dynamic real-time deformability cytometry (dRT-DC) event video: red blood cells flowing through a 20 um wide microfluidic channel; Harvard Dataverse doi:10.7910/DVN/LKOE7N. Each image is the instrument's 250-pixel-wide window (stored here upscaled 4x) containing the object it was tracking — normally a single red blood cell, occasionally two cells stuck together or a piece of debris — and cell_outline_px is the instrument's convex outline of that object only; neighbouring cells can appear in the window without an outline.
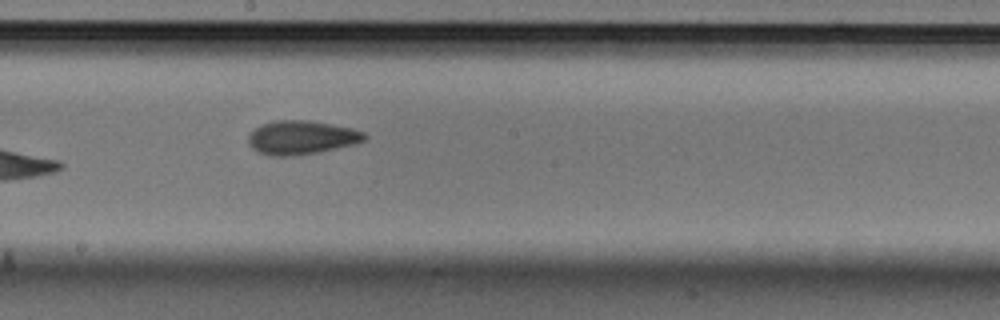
{"species": "Egyptian fruit bat (a non-hibernating species)", "species_latin": "Rousettus aegyptiacus", "temperature_condition": "cold", "stored_images_in_passage": 7, "camera_frame_rate_fps": 3000, "um_per_image_px": 0.085, "animal": {"sex": "male"}, "frame": {"image": 1, "passage_image": 7, "time_ms": 2.0, "image_size_px": [1000, 320], "cell_outline_px": [[368, 136], [364, 140], [352, 144], [316, 152], [292, 156], [272, 156], [260, 152], [252, 148], [248, 144], [248, 136], [260, 124], [272, 120], [308, 120], [352, 128], [364, 132]], "centroid_in_image_um": [25.59, 11.67], "position_along_channel_um": 222.6, "area_um2": 22.66}}